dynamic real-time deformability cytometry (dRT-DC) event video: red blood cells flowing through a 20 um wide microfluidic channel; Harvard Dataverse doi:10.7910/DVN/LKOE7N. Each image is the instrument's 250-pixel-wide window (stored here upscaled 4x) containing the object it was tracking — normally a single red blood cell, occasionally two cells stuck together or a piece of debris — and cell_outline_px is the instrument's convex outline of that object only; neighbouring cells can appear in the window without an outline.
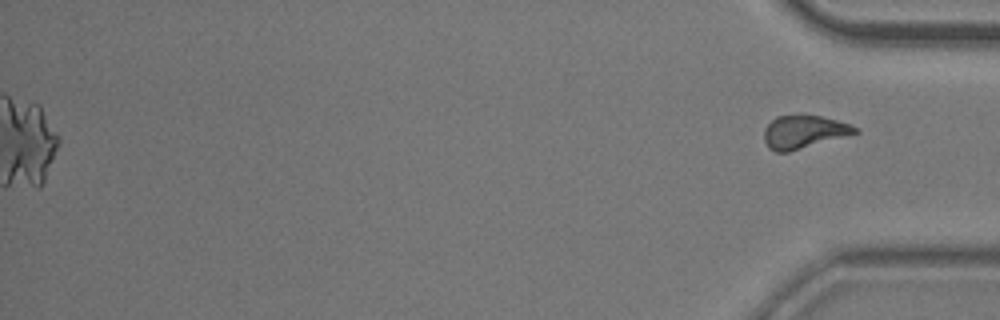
{"species": "common noctule bat (a hibernating species)", "species_latin": "Nyctalus noctula", "temperature_condition": "room temperature", "stored_images_in_passage": 44, "camera_frame_rate_fps": 3000, "um_per_image_px": 0.085, "animal": {"sex": "male", "body_mass_g": 20.5, "forearm_length_mm": 52.5}, "frame": {"image": 1, "passage_image": 44, "time_ms": 14.333, "image_size_px": [1000, 320], "cell_outline_px": [[860, 132], [788, 152], [776, 152], [768, 148], [764, 140], [764, 128], [776, 116], [820, 116], [836, 120], [860, 128]], "centroid_in_image_um": [68.31, 11.22], "position_along_channel_um": 366.9, "area_um2": 17.28}}